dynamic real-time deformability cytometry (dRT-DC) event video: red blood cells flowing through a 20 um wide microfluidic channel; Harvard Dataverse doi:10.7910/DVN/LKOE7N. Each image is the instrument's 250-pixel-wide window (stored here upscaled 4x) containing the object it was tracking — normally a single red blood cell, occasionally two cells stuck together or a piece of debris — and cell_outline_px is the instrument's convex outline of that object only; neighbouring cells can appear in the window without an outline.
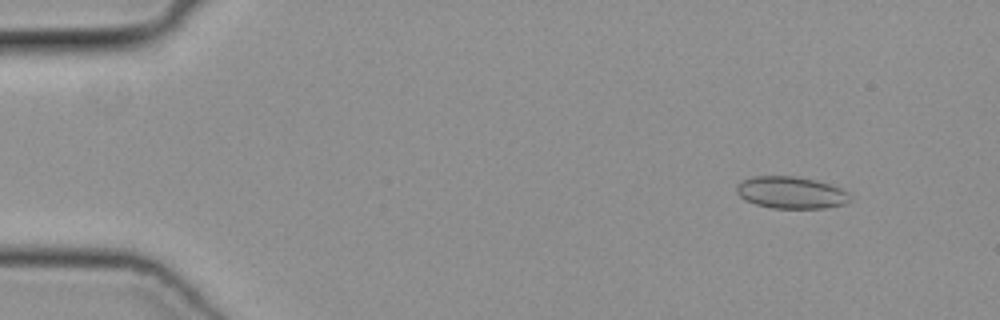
{"species": "common noctule bat (a hibernating species)", "species_latin": "Nyctalus noctula", "temperature_condition": "cold", "stored_images_in_passage": 50, "camera_frame_rate_fps": 3000, "um_per_image_px": 0.085, "animal": {"sex": "female", "body_mass_g": 19.3, "forearm_length_mm": 54.1}, "frame": {"image": 1, "passage_image": 6, "time_ms": 1.667, "image_size_px": [1000, 320], "cell_outline_px": [[852, 200], [844, 204], [824, 208], [772, 208], [756, 204], [744, 200], [736, 192], [736, 188], [744, 180], [752, 176], [796, 176], [816, 180], [840, 188], [848, 192], [852, 196]], "centroid_in_image_um": [67.26, 16.37], "position_along_channel_um": 17.7, "area_um2": 21.15}}
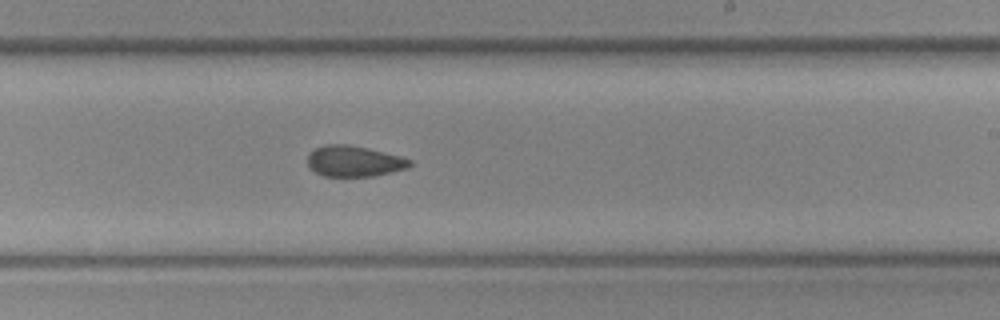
{"frame": {"image": 2, "passage_image": 31, "time_ms": 10.0, "image_size_px": [1000, 320], "cell_outline_px": [[412, 164], [408, 168], [376, 176], [324, 176], [316, 172], [308, 164], [308, 156], [316, 148], [324, 144], [348, 144], [368, 148], [400, 156], [412, 160]], "centroid_in_image_um": [30.13, 13.7], "position_along_channel_um": 258.9, "area_um2": 18.32}}
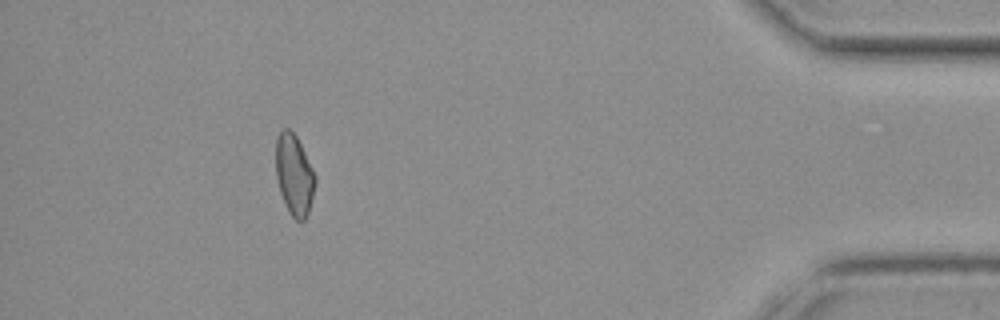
{"frame": {"image": 3, "passage_image": 46, "time_ms": 15.0, "image_size_px": [1000, 320], "cell_outline_px": [[316, 180], [308, 212], [304, 220], [300, 224], [288, 212], [280, 192], [276, 176], [276, 136], [284, 128], [288, 128], [296, 136], [316, 176]], "centroid_in_image_um": [24.99, 14.88], "position_along_channel_um": 410.2, "area_um2": 18.38}}